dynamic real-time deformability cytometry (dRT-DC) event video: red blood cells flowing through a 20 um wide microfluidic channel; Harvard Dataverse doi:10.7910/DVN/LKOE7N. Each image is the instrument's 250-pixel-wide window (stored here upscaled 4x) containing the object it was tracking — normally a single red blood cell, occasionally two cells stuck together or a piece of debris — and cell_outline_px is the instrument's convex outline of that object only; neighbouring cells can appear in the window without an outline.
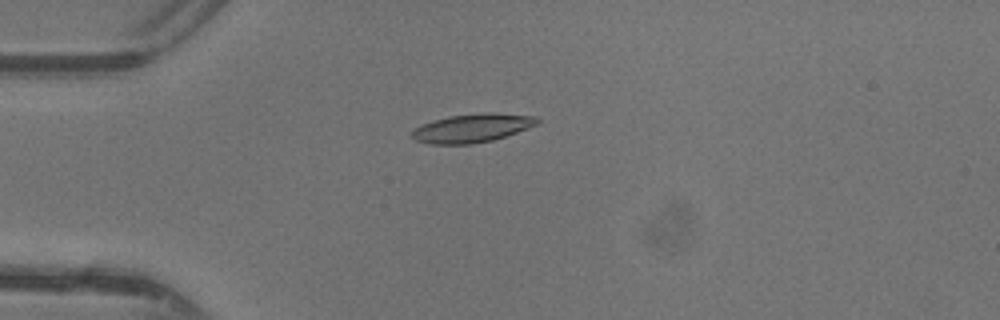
{"species": "common noctule bat (a hibernating species)", "species_latin": "Nyctalus noctula", "temperature_condition": "warm", "stored_images_in_passage": 19, "camera_frame_rate_fps": 3000, "um_per_image_px": 0.085, "animal": {"sex": "female"}, "frame": {"image": 1, "passage_image": 13, "time_ms": 4.0, "image_size_px": [1000, 320], "cell_outline_px": [[540, 120], [536, 124], [516, 132], [492, 140], [472, 144], [432, 144], [416, 140], [412, 136], [412, 132], [416, 128], [432, 120], [448, 116], [484, 112], [492, 112], [536, 116]], "centroid_in_image_um": [40.14, 10.87], "position_along_channel_um": 44.9, "area_um2": 20.63}}
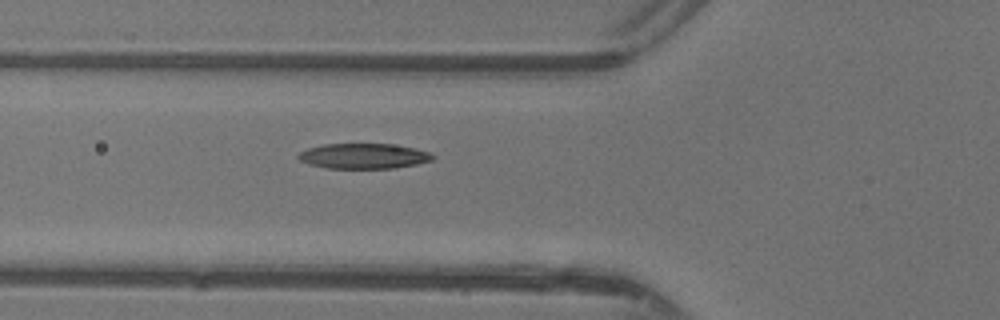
{"frame": {"image": 2, "passage_image": 18, "time_ms": 5.667, "image_size_px": [1000, 320], "cell_outline_px": [[436, 156], [432, 160], [416, 164], [392, 168], [324, 168], [300, 160], [296, 156], [300, 152], [308, 148], [324, 144], [392, 144], [416, 148], [432, 152]], "centroid_in_image_um": [30.95, 13.26], "position_along_channel_um": 94.8, "area_um2": 19.77}}